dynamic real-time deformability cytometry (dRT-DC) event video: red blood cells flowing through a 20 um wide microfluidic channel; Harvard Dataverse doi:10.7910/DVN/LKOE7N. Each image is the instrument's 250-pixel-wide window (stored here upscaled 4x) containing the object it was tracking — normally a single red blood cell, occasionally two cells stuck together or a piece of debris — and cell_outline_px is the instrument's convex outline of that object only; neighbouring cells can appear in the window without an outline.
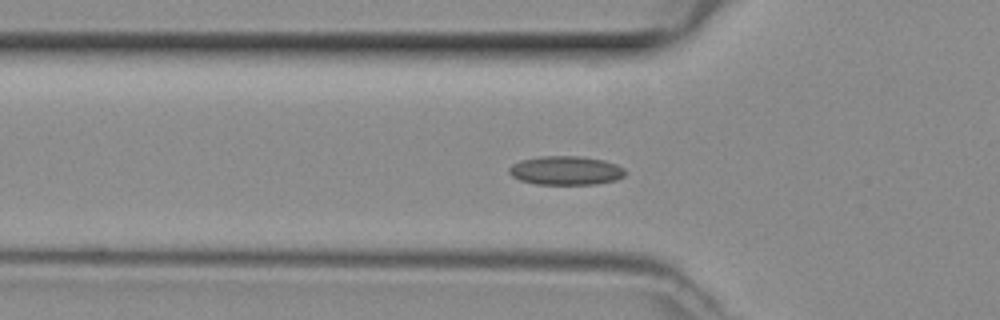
{"species": "common noctule bat (a hibernating species)", "species_latin": "Nyctalus noctula", "temperature_condition": "room temperature", "stored_images_in_passage": 44, "camera_frame_rate_fps": 3000, "um_per_image_px": 0.085, "animal": {"sex": "female", "body_mass_g": 29.2, "forearm_length_mm": 56.3}, "frame": {"image": 1, "passage_image": 15, "time_ms": 4.667, "image_size_px": [1000, 320], "cell_outline_px": [[624, 176], [616, 180], [596, 184], [536, 184], [520, 180], [512, 176], [508, 172], [508, 168], [512, 164], [520, 160], [540, 156], [580, 156], [604, 160], [616, 164], [624, 168]], "centroid_in_image_um": [48.07, 14.49], "position_along_channel_um": 77.7, "area_um2": 19.59}}
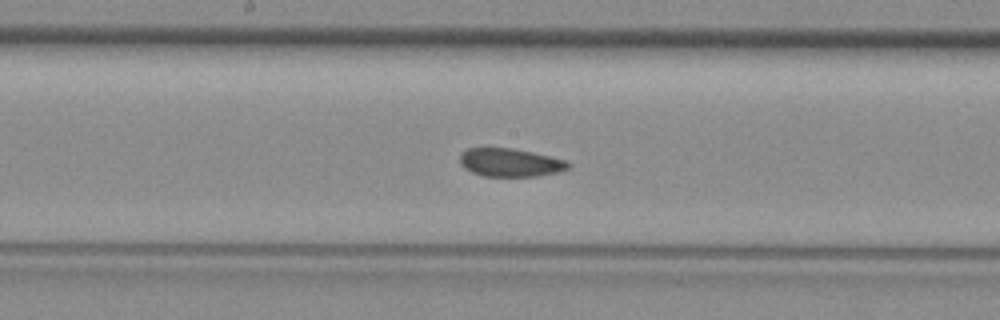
{"frame": {"image": 2, "passage_image": 24, "time_ms": 7.667, "image_size_px": [1000, 320], "cell_outline_px": [[572, 164], [568, 168], [556, 172], [536, 176], [484, 176], [472, 172], [464, 168], [460, 164], [460, 152], [468, 148], [512, 148], [532, 152], [564, 160]], "centroid_in_image_um": [43.32, 13.81], "position_along_channel_um": 204.9, "area_um2": 17.69}}
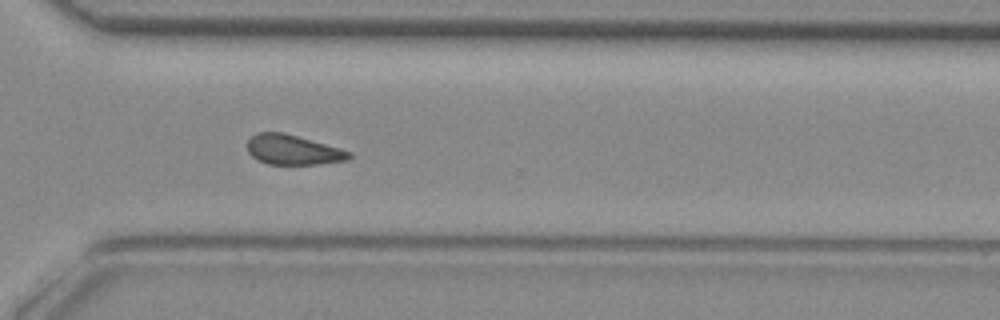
{"frame": {"image": 3, "passage_image": 34, "time_ms": 11.0, "image_size_px": [1000, 320], "cell_outline_px": [[352, 156], [348, 160], [316, 164], [268, 164], [252, 156], [248, 152], [248, 140], [256, 132], [284, 132], [340, 148], [352, 152]], "centroid_in_image_um": [24.91, 12.73], "position_along_channel_um": 345.7, "area_um2": 17.63}}